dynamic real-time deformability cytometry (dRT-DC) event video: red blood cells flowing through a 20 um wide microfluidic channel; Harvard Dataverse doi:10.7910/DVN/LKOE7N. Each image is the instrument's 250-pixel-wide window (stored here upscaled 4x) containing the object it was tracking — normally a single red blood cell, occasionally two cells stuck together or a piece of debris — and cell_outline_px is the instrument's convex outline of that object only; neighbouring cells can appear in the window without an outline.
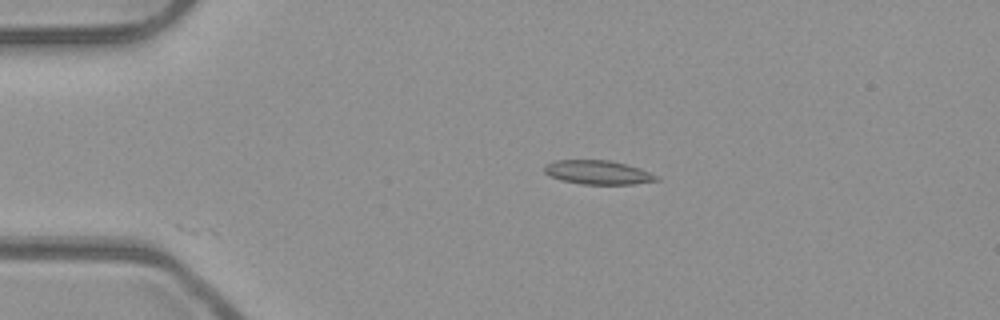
{"species": "common noctule bat (a hibernating species)", "species_latin": "Nyctalus noctula", "temperature_condition": "room temperature", "stored_images_in_passage": 2, "camera_frame_rate_fps": 3000, "um_per_image_px": 0.085, "animal": {"sex": "male", "body_mass_g": 23.1, "forearm_length_mm": 52.7}, "frame": {"image": 1, "passage_image": 1, "time_ms": 0.0, "image_size_px": [1000, 320], "cell_outline_px": [[660, 180], [632, 184], [580, 184], [560, 180], [544, 172], [544, 164], [556, 160], [608, 160], [640, 168], [660, 176]], "centroid_in_image_um": [50.83, 14.65], "position_along_channel_um": 34.2, "area_um2": 15.66}}